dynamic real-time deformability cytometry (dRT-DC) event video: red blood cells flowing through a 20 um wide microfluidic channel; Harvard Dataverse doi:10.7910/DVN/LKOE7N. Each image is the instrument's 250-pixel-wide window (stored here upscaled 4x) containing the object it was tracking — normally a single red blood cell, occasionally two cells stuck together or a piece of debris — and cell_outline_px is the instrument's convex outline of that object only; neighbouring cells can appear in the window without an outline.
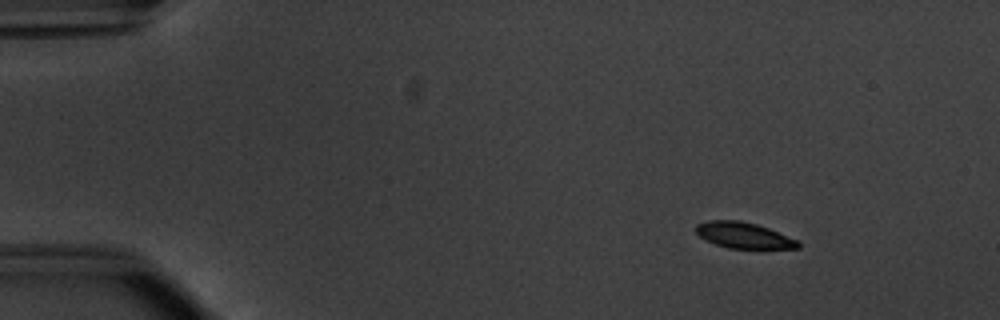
{"species": "common noctule bat (a hibernating species)", "species_latin": "Nyctalus noctula", "temperature_condition": "warm", "stored_images_in_passage": 16, "camera_frame_rate_fps": 3000, "um_per_image_px": 0.085, "animal": {"sex": "male", "body_mass_g": 20.1, "forearm_length_mm": 53.5}, "frame": {"image": 1, "passage_image": 1, "time_ms": 0.0, "image_size_px": [1000, 320], "cell_outline_px": [[800, 248], [728, 248], [716, 244], [700, 236], [692, 228], [696, 224], [708, 220], [740, 220], [756, 224], [768, 228], [800, 240]], "centroid_in_image_um": [63.21, 19.99], "position_along_channel_um": 21.8, "area_um2": 15.49}}
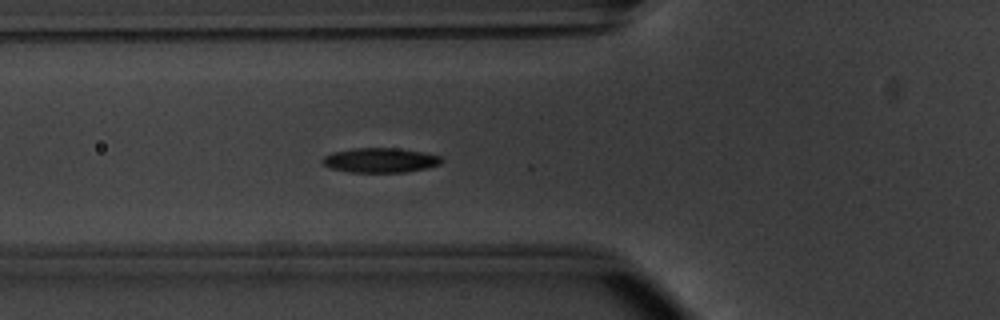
{"frame": {"image": 2, "passage_image": 14, "time_ms": 4.333, "image_size_px": [1000, 320], "cell_outline_px": [[444, 160], [440, 164], [428, 168], [408, 172], [348, 172], [332, 168], [320, 164], [320, 160], [324, 156], [332, 152], [356, 148], [396, 148], [424, 152], [440, 156]], "centroid_in_image_um": [32.32, 13.62], "position_along_channel_um": 93.5, "area_um2": 17.28}}